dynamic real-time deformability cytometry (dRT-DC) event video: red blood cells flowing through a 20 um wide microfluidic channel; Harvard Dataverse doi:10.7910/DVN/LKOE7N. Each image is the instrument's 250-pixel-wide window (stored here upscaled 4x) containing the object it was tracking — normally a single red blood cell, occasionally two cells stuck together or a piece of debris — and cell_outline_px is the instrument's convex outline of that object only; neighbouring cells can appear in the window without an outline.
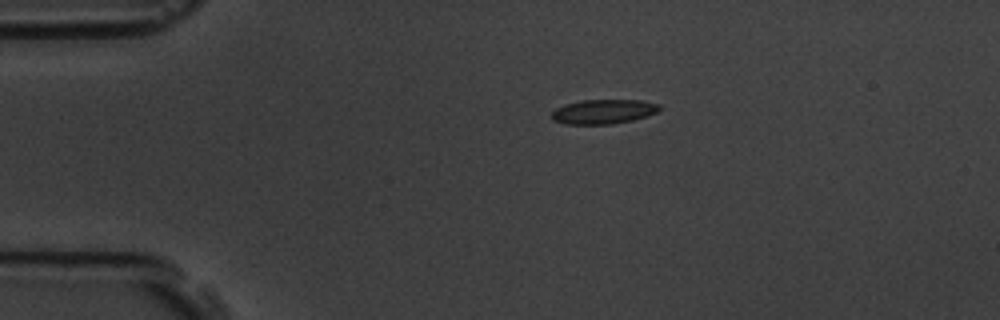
{"species": "common noctule bat (a hibernating species)", "species_latin": "Nyctalus noctula", "temperature_condition": "room temperature", "stored_images_in_passage": 47, "camera_frame_rate_fps": 3000, "um_per_image_px": 0.085, "animal": {"sex": "male", "body_mass_g": 19.5, "forearm_length_mm": 54.6}, "frame": {"image": 1, "passage_image": 1, "time_ms": 0.0, "image_size_px": [1000, 320], "cell_outline_px": [[664, 108], [648, 116], [632, 120], [612, 124], [564, 124], [552, 120], [552, 112], [556, 108], [564, 104], [584, 100], [640, 100], [660, 104]], "centroid_in_image_um": [51.32, 9.49], "position_along_channel_um": 33.7, "area_um2": 15.49}}
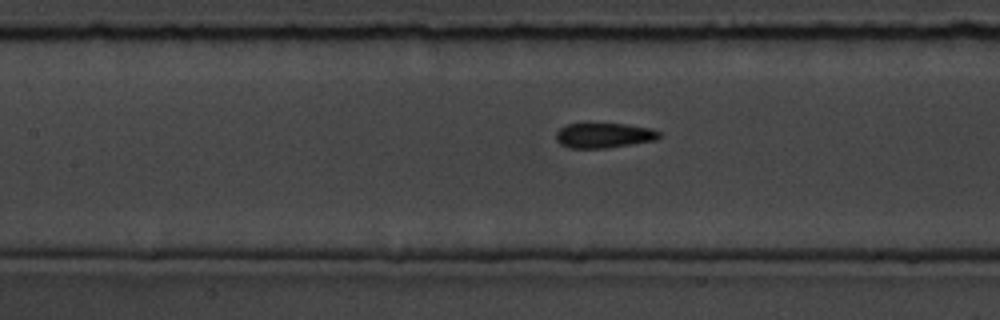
{"frame": {"image": 2, "passage_image": 15, "time_ms": 4.667, "image_size_px": [1000, 320], "cell_outline_px": [[660, 136], [656, 140], [632, 144], [604, 148], [568, 148], [560, 144], [556, 140], [556, 132], [560, 128], [568, 124], [584, 120], [588, 120], [624, 124], [652, 128], [660, 132]], "centroid_in_image_um": [51.27, 11.45], "position_along_channel_um": 156.1, "area_um2": 15.84}}
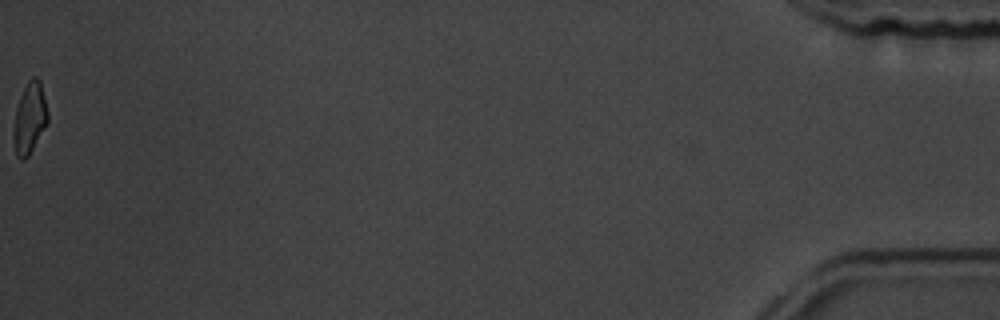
{"frame": {"image": 3, "passage_image": 47, "time_ms": 15.333, "image_size_px": [1000, 320], "cell_outline_px": [[48, 124], [28, 156], [24, 160], [20, 160], [16, 156], [12, 136], [12, 132], [16, 108], [20, 96], [28, 80], [32, 76], [36, 76], [40, 80], [48, 112]], "centroid_in_image_um": [2.51, 10.06], "position_along_channel_um": 432.7, "area_um2": 14.45}, "authors_computed_cell_mechanics": {"area_um2": 15.317, "velocity_mm_per_s": 3.559, "shape_relaxation_time_tau1_ms": 4.78, "shape_relaxation_time_tau2_ms": 1.6526, "deformation_change_tau1": 0.1181, "deformation_change_tau2": 0.0716}}